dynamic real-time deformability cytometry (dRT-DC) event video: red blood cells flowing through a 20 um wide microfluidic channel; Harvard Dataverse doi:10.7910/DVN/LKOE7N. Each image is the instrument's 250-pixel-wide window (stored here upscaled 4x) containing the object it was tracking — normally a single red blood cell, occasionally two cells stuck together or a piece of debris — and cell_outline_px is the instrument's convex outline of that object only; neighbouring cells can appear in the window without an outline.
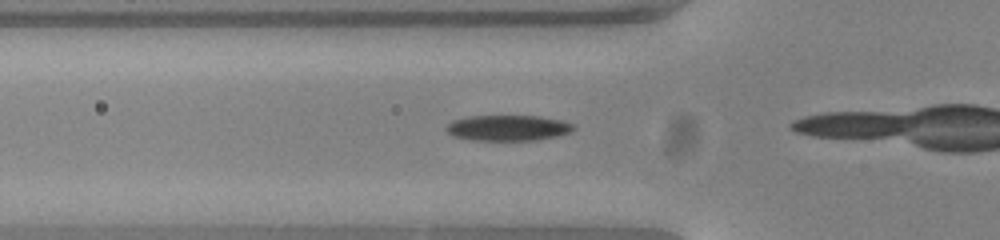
{"species": "common noctule bat (a hibernating species)", "species_latin": "Nyctalus noctula", "temperature_condition": "warm", "stored_images_in_passage": 14, "camera_frame_rate_fps": 3000, "um_per_image_px": 0.085, "animal": {"sex": "female", "body_mass_g": 23.0, "forearm_length_mm": 53.4}, "frame": {"image": 1, "passage_image": 12, "time_ms": 3.667, "image_size_px": [1000, 240], "cell_outline_px": [[576, 128], [568, 132], [556, 136], [536, 140], [472, 140], [452, 136], [444, 128], [452, 120], [468, 116], [540, 116], [560, 120], [576, 124]], "centroid_in_image_um": [43.16, 10.87], "position_along_channel_um": 82.6, "area_um2": 19.07}}